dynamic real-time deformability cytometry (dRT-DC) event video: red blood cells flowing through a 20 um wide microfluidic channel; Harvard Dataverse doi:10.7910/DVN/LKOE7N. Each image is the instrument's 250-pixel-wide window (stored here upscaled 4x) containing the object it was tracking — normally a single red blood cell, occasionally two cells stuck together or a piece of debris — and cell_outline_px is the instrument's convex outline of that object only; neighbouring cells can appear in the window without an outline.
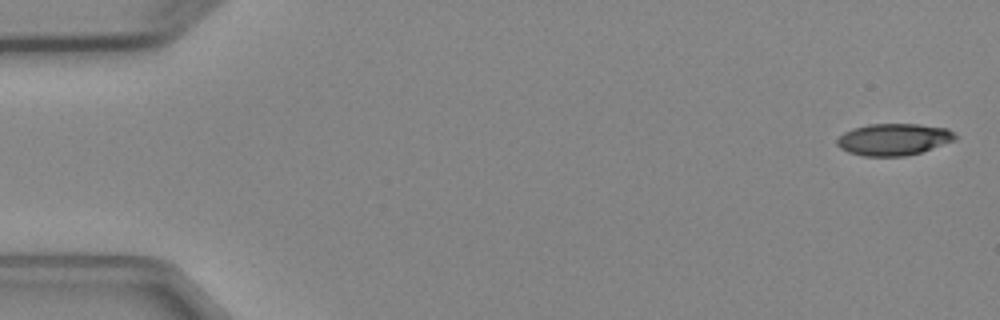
{"species": "Egyptian fruit bat (a non-hibernating species)", "species_latin": "Rousettus aegyptiacus", "temperature_condition": "cold", "stored_images_in_passage": 5, "camera_frame_rate_fps": 3000, "um_per_image_px": 0.085, "animal": {"sex": "female"}, "frame": {"image": 1, "passage_image": 1, "time_ms": 0.0, "image_size_px": [1000, 320], "cell_outline_px": [[956, 140], [920, 152], [904, 156], [864, 156], [848, 152], [840, 148], [836, 144], [836, 140], [844, 132], [852, 128], [868, 124], [920, 124], [948, 128], [956, 136]], "centroid_in_image_um": [75.94, 11.84], "position_along_channel_um": 9.1, "area_um2": 21.91}}